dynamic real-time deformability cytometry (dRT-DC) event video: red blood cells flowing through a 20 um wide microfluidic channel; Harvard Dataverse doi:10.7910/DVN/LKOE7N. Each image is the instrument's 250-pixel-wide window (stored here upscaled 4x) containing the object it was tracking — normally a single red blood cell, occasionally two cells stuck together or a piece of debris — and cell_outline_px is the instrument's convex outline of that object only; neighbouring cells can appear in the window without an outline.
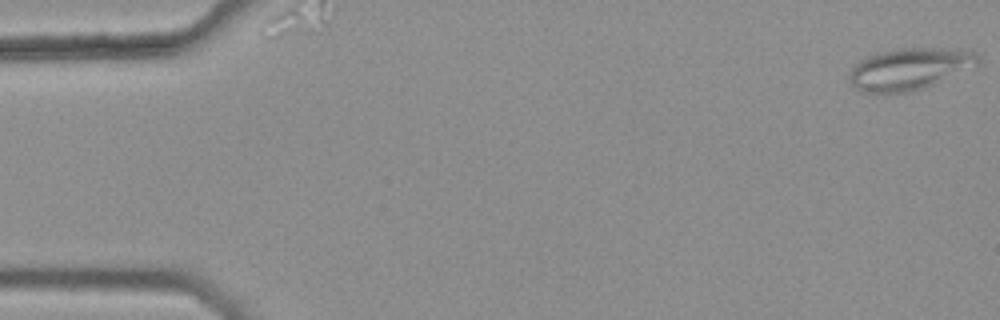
{"species": "common noctule bat (a hibernating species)", "species_latin": "Nyctalus noctula", "temperature_condition": "warm", "stored_images_in_passage": 4, "camera_frame_rate_fps": 3000, "um_per_image_px": 0.085, "animal": {"sex": "female", "body_mass_g": 25.1}, "frame": {"image": 1, "passage_image": 1, "time_ms": 0.0, "image_size_px": [1000, 320], "cell_outline_px": [[980, 60], [976, 64], [924, 88], [908, 92], [860, 92], [852, 84], [848, 72], [860, 60], [868, 56], [880, 52], [900, 48], [948, 48], [972, 52]], "centroid_in_image_um": [77.23, 5.85], "position_along_channel_um": 7.8, "area_um2": 30.46}}